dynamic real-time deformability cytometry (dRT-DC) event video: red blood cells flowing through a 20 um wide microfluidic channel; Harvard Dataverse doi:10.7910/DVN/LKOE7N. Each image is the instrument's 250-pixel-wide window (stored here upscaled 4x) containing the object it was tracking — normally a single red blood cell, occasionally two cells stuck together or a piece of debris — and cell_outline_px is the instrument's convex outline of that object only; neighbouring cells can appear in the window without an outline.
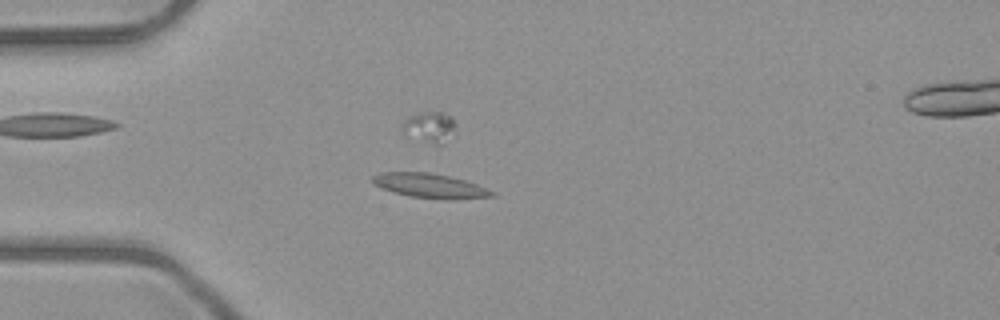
{"species": "common noctule bat (a hibernating species)", "species_latin": "Nyctalus noctula", "temperature_condition": "room temperature", "stored_images_in_passage": 52, "segment_of_instrument_passage": [1, 2], "camera_frame_rate_fps": 3000, "um_per_image_px": 0.085, "animal": {"sex": "male", "body_mass_g": 23.1, "forearm_length_mm": 52.7}, "frame": {"image": 1, "passage_image": 14, "time_ms": 4.333, "image_size_px": [1000, 320], "cell_outline_px": [[496, 196], [452, 200], [444, 200], [408, 196], [380, 188], [372, 184], [372, 176], [380, 172], [428, 172], [448, 176], [464, 180], [476, 184], [496, 192]], "centroid_in_image_um": [36.53, 15.8], "position_along_channel_um": 48.5, "area_um2": 17.22}}
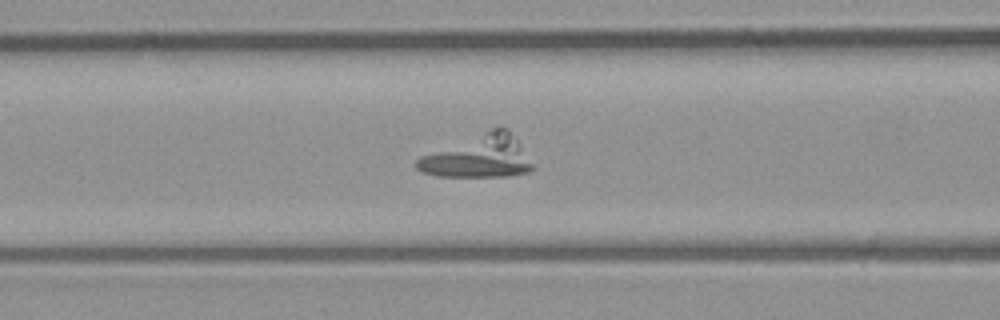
{"frame": {"image": 2, "passage_image": 21, "time_ms": 6.667, "image_size_px": [1000, 320], "cell_outline_px": [[532, 168], [528, 172], [508, 176], [436, 176], [424, 172], [416, 168], [412, 164], [420, 156], [500, 124], [508, 128], [520, 144], [532, 164]], "centroid_in_image_um": [40.65, 13.28], "position_along_channel_um": 126.0, "area_um2": 28.73}}
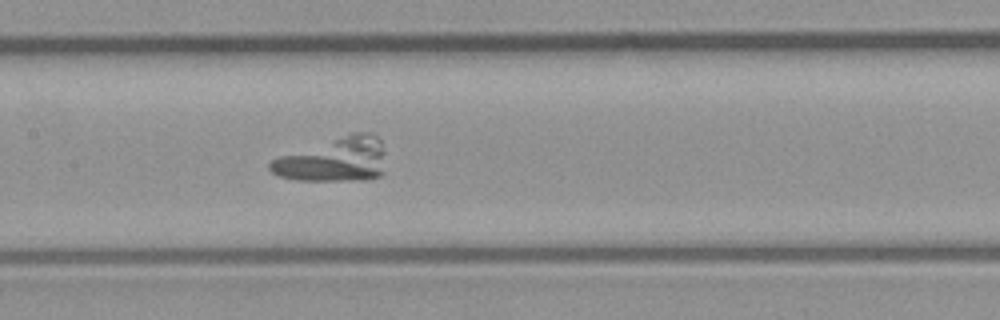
{"frame": {"image": 3, "passage_image": 25, "time_ms": 8.0, "image_size_px": [1000, 320], "cell_outline_px": [[384, 172], [380, 176], [364, 180], [296, 180], [280, 176], [272, 172], [268, 168], [268, 164], [272, 160], [280, 156], [352, 132], [372, 132], [380, 140], [384, 152]], "centroid_in_image_um": [28.42, 13.57], "position_along_channel_um": 179.0, "area_um2": 29.71}}